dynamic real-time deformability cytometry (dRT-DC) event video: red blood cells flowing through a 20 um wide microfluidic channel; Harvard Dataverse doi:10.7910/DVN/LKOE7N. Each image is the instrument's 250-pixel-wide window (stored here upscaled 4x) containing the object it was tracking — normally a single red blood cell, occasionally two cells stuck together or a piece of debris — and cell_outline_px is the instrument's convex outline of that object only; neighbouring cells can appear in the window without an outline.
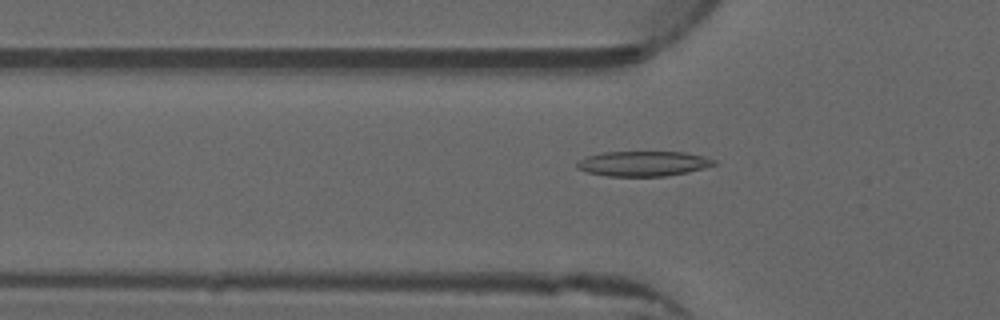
{"species": "common noctule bat (a hibernating species)", "species_latin": "Nyctalus noctula", "temperature_condition": "warm", "stored_images_in_passage": 44, "camera_frame_rate_fps": 3000, "um_per_image_px": 0.085, "animal": {"sex": "male", "forearm_length_mm": 52.5}, "frame": {"image": 1, "passage_image": 9, "time_ms": 2.667, "image_size_px": [1000, 320], "cell_outline_px": [[716, 164], [704, 168], [688, 172], [664, 176], [608, 176], [588, 172], [576, 168], [576, 164], [584, 156], [604, 152], [684, 152], [704, 156], [716, 160]], "centroid_in_image_um": [54.67, 13.9], "position_along_channel_um": 71.1, "area_um2": 20.0}}
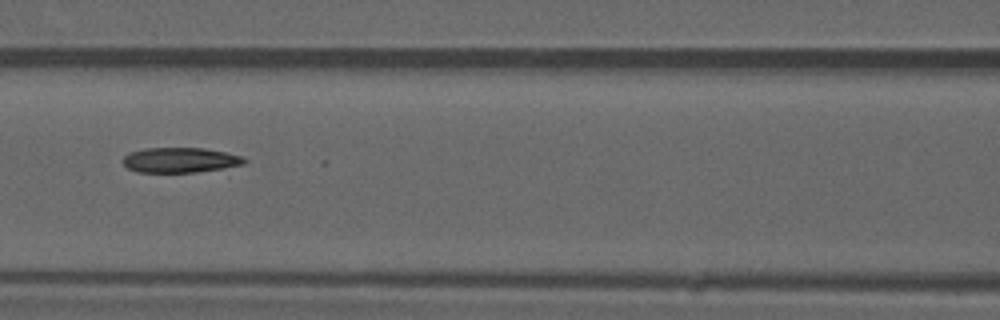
{"frame": {"image": 2, "passage_image": 15, "time_ms": 4.667, "image_size_px": [1000, 320], "cell_outline_px": [[248, 160], [244, 164], [224, 168], [196, 172], [136, 172], [128, 168], [124, 164], [124, 156], [128, 152], [144, 148], [204, 148], [224, 152], [240, 156]], "centroid_in_image_um": [15.29, 13.6], "position_along_channel_um": 151.3, "area_um2": 17.69}}
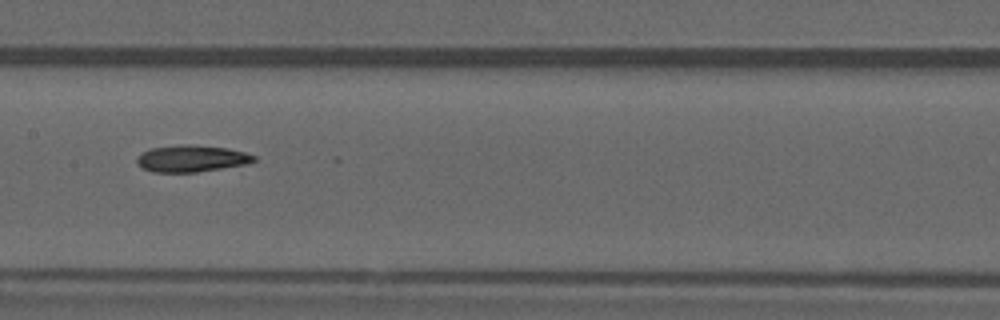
{"frame": {"image": 3, "passage_image": 18, "time_ms": 5.667, "image_size_px": [1000, 320], "cell_outline_px": [[256, 160], [248, 164], [196, 172], [152, 172], [136, 164], [136, 160], [140, 152], [148, 148], [180, 144], [192, 144], [228, 148], [244, 152], [256, 156]], "centroid_in_image_um": [16.25, 13.46], "position_along_channel_um": 191.2, "area_um2": 18.5}, "authors_computed_cell_mechanics": {"area_um2": 18.1203, "velocity_mm_per_s": 3.9673, "shape_relaxation_time_tau1_ms": null, "shape_relaxation_time_tau2_ms": 2.5576, "deformation_change_tau1": null, "deformation_change_tau2": 0.0806}}